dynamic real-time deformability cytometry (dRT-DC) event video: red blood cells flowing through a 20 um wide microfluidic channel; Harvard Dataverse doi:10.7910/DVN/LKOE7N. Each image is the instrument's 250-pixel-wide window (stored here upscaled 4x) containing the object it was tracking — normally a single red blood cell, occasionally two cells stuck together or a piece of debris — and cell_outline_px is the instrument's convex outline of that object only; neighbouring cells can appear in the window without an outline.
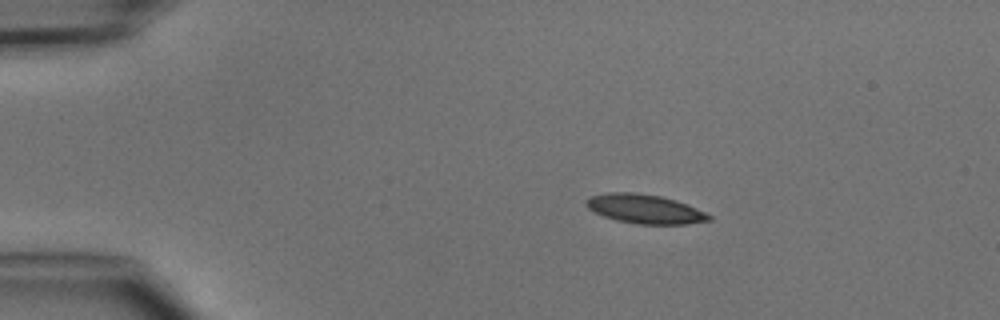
{"species": "common noctule bat (a hibernating species)", "species_latin": "Nyctalus noctula", "temperature_condition": "cold", "stored_images_in_passage": 3, "camera_frame_rate_fps": 3000, "um_per_image_px": 0.085, "animal": {"sex": "male", "body_mass_g": 15.6}, "frame": {"image": 1, "passage_image": 1, "time_ms": 0.0, "image_size_px": [1000, 320], "cell_outline_px": [[712, 220], [688, 224], [636, 224], [616, 220], [604, 216], [588, 208], [584, 204], [584, 200], [588, 196], [608, 192], [632, 192], [660, 196], [676, 200], [696, 208], [712, 216]], "centroid_in_image_um": [54.78, 17.76], "position_along_channel_um": 30.2, "area_um2": 20.92}}
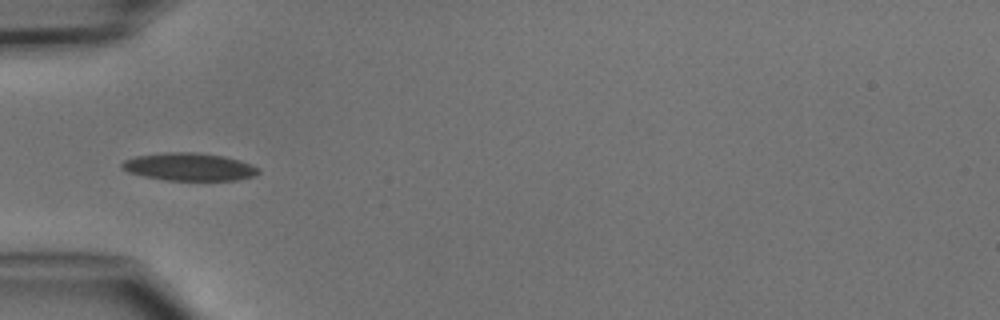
{"frame": {"image": 2, "passage_image": 3, "time_ms": 2.333, "image_size_px": [1000, 320], "cell_outline_px": [[260, 172], [256, 176], [236, 180], [164, 180], [144, 176], [128, 172], [120, 168], [120, 164], [124, 160], [136, 156], [164, 152], [196, 152], [224, 156], [240, 160], [252, 164], [260, 168]], "centroid_in_image_um": [16.1, 14.18], "position_along_channel_um": 68.9, "area_um2": 22.31}}